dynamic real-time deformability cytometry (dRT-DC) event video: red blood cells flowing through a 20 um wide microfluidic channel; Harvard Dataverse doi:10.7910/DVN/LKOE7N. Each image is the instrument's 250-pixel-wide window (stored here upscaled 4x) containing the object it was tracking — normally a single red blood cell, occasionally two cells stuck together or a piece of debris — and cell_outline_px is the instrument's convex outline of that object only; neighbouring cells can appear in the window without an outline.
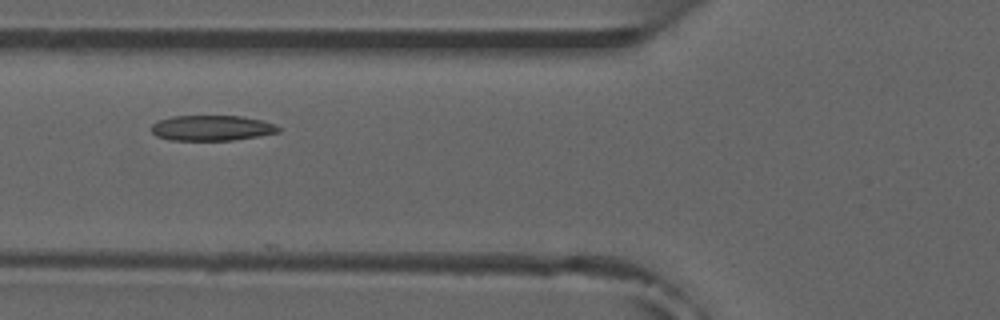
{"species": "common noctule bat (a hibernating species)", "species_latin": "Nyctalus noctula", "temperature_condition": "room temperature", "stored_images_in_passage": 7, "camera_frame_rate_fps": 3000, "um_per_image_px": 0.085, "animal": {"sex": "male", "forearm_length_mm": 52.5}, "frame": {"image": 1, "passage_image": 7, "time_ms": 7.0, "image_size_px": [1000, 320], "cell_outline_px": [[280, 132], [232, 140], [168, 140], [156, 136], [148, 128], [152, 124], [160, 120], [172, 116], [244, 116], [276, 124], [280, 128]], "centroid_in_image_um": [17.97, 10.88], "position_along_channel_um": 107.8, "area_um2": 18.84}}